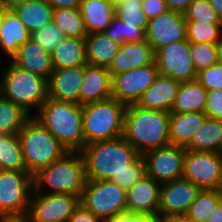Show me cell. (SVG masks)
<instances>
[{
  "label": "cell",
  "instance_id": "6da1fadb",
  "mask_svg": "<svg viewBox=\"0 0 222 222\" xmlns=\"http://www.w3.org/2000/svg\"><path fill=\"white\" fill-rule=\"evenodd\" d=\"M87 180H112L125 171L141 155L123 136L90 143L81 151Z\"/></svg>",
  "mask_w": 222,
  "mask_h": 222
},
{
  "label": "cell",
  "instance_id": "7a4b0ae2",
  "mask_svg": "<svg viewBox=\"0 0 222 222\" xmlns=\"http://www.w3.org/2000/svg\"><path fill=\"white\" fill-rule=\"evenodd\" d=\"M34 117L67 152H81L84 148L82 105L48 97Z\"/></svg>",
  "mask_w": 222,
  "mask_h": 222
},
{
  "label": "cell",
  "instance_id": "3957f363",
  "mask_svg": "<svg viewBox=\"0 0 222 222\" xmlns=\"http://www.w3.org/2000/svg\"><path fill=\"white\" fill-rule=\"evenodd\" d=\"M170 112L128 105L124 115L123 137L141 154L170 144Z\"/></svg>",
  "mask_w": 222,
  "mask_h": 222
},
{
  "label": "cell",
  "instance_id": "277c9868",
  "mask_svg": "<svg viewBox=\"0 0 222 222\" xmlns=\"http://www.w3.org/2000/svg\"><path fill=\"white\" fill-rule=\"evenodd\" d=\"M86 180L82 153L66 152L61 158L33 175V186L34 191L38 193L72 194L81 198ZM44 186H48V192L43 191Z\"/></svg>",
  "mask_w": 222,
  "mask_h": 222
},
{
  "label": "cell",
  "instance_id": "5b68a950",
  "mask_svg": "<svg viewBox=\"0 0 222 222\" xmlns=\"http://www.w3.org/2000/svg\"><path fill=\"white\" fill-rule=\"evenodd\" d=\"M26 166L32 176L61 158L67 150L34 117L30 116L17 133Z\"/></svg>",
  "mask_w": 222,
  "mask_h": 222
},
{
  "label": "cell",
  "instance_id": "8992f818",
  "mask_svg": "<svg viewBox=\"0 0 222 222\" xmlns=\"http://www.w3.org/2000/svg\"><path fill=\"white\" fill-rule=\"evenodd\" d=\"M0 79V94L17 104L29 116L33 108L39 111L48 98L47 79L25 71L11 61ZM31 114V115H30Z\"/></svg>",
  "mask_w": 222,
  "mask_h": 222
},
{
  "label": "cell",
  "instance_id": "52a82bcc",
  "mask_svg": "<svg viewBox=\"0 0 222 222\" xmlns=\"http://www.w3.org/2000/svg\"><path fill=\"white\" fill-rule=\"evenodd\" d=\"M126 107L112 97L82 105L85 145L123 136Z\"/></svg>",
  "mask_w": 222,
  "mask_h": 222
},
{
  "label": "cell",
  "instance_id": "ba28073f",
  "mask_svg": "<svg viewBox=\"0 0 222 222\" xmlns=\"http://www.w3.org/2000/svg\"><path fill=\"white\" fill-rule=\"evenodd\" d=\"M80 204L106 222L127 212L126 191L112 180H86Z\"/></svg>",
  "mask_w": 222,
  "mask_h": 222
},
{
  "label": "cell",
  "instance_id": "9c48e42d",
  "mask_svg": "<svg viewBox=\"0 0 222 222\" xmlns=\"http://www.w3.org/2000/svg\"><path fill=\"white\" fill-rule=\"evenodd\" d=\"M33 190L29 172L0 170V217L26 215Z\"/></svg>",
  "mask_w": 222,
  "mask_h": 222
},
{
  "label": "cell",
  "instance_id": "30bf717a",
  "mask_svg": "<svg viewBox=\"0 0 222 222\" xmlns=\"http://www.w3.org/2000/svg\"><path fill=\"white\" fill-rule=\"evenodd\" d=\"M222 153L186 150L182 178L201 190H220Z\"/></svg>",
  "mask_w": 222,
  "mask_h": 222
},
{
  "label": "cell",
  "instance_id": "8fae6325",
  "mask_svg": "<svg viewBox=\"0 0 222 222\" xmlns=\"http://www.w3.org/2000/svg\"><path fill=\"white\" fill-rule=\"evenodd\" d=\"M80 198L72 194H46L33 190L27 215L32 222H67Z\"/></svg>",
  "mask_w": 222,
  "mask_h": 222
},
{
  "label": "cell",
  "instance_id": "7c38bea8",
  "mask_svg": "<svg viewBox=\"0 0 222 222\" xmlns=\"http://www.w3.org/2000/svg\"><path fill=\"white\" fill-rule=\"evenodd\" d=\"M185 154V147L172 144L145 152L146 174L161 184L182 178Z\"/></svg>",
  "mask_w": 222,
  "mask_h": 222
},
{
  "label": "cell",
  "instance_id": "4fadbf2b",
  "mask_svg": "<svg viewBox=\"0 0 222 222\" xmlns=\"http://www.w3.org/2000/svg\"><path fill=\"white\" fill-rule=\"evenodd\" d=\"M155 62L160 75L179 82L197 79L195 65L190 55V42L185 39L170 43L155 53Z\"/></svg>",
  "mask_w": 222,
  "mask_h": 222
},
{
  "label": "cell",
  "instance_id": "5bb4252c",
  "mask_svg": "<svg viewBox=\"0 0 222 222\" xmlns=\"http://www.w3.org/2000/svg\"><path fill=\"white\" fill-rule=\"evenodd\" d=\"M158 75L159 71L155 61L144 67L114 75L112 77V98L126 106L137 104Z\"/></svg>",
  "mask_w": 222,
  "mask_h": 222
},
{
  "label": "cell",
  "instance_id": "9a60e30c",
  "mask_svg": "<svg viewBox=\"0 0 222 222\" xmlns=\"http://www.w3.org/2000/svg\"><path fill=\"white\" fill-rule=\"evenodd\" d=\"M146 40L154 53L170 43L186 39V20L184 14L167 10L157 17L149 19Z\"/></svg>",
  "mask_w": 222,
  "mask_h": 222
},
{
  "label": "cell",
  "instance_id": "2e32d148",
  "mask_svg": "<svg viewBox=\"0 0 222 222\" xmlns=\"http://www.w3.org/2000/svg\"><path fill=\"white\" fill-rule=\"evenodd\" d=\"M201 189L184 178L162 183L160 189L159 220L170 215L186 214Z\"/></svg>",
  "mask_w": 222,
  "mask_h": 222
},
{
  "label": "cell",
  "instance_id": "e0dca14e",
  "mask_svg": "<svg viewBox=\"0 0 222 222\" xmlns=\"http://www.w3.org/2000/svg\"><path fill=\"white\" fill-rule=\"evenodd\" d=\"M161 183L154 178L143 175L126 191L127 212L141 216H157L160 203Z\"/></svg>",
  "mask_w": 222,
  "mask_h": 222
},
{
  "label": "cell",
  "instance_id": "ac0fdd59",
  "mask_svg": "<svg viewBox=\"0 0 222 222\" xmlns=\"http://www.w3.org/2000/svg\"><path fill=\"white\" fill-rule=\"evenodd\" d=\"M83 77L84 66L54 69L47 80L48 97L80 104Z\"/></svg>",
  "mask_w": 222,
  "mask_h": 222
},
{
  "label": "cell",
  "instance_id": "d6986e66",
  "mask_svg": "<svg viewBox=\"0 0 222 222\" xmlns=\"http://www.w3.org/2000/svg\"><path fill=\"white\" fill-rule=\"evenodd\" d=\"M154 61L155 53L147 40L127 42L121 44L119 52L114 57L108 71L113 77L119 73L152 64Z\"/></svg>",
  "mask_w": 222,
  "mask_h": 222
},
{
  "label": "cell",
  "instance_id": "ffe728a7",
  "mask_svg": "<svg viewBox=\"0 0 222 222\" xmlns=\"http://www.w3.org/2000/svg\"><path fill=\"white\" fill-rule=\"evenodd\" d=\"M112 97V76L106 67L84 65L80 90V105L99 102Z\"/></svg>",
  "mask_w": 222,
  "mask_h": 222
},
{
  "label": "cell",
  "instance_id": "44dd1931",
  "mask_svg": "<svg viewBox=\"0 0 222 222\" xmlns=\"http://www.w3.org/2000/svg\"><path fill=\"white\" fill-rule=\"evenodd\" d=\"M180 83L169 76L159 74L136 105L143 109L171 112Z\"/></svg>",
  "mask_w": 222,
  "mask_h": 222
},
{
  "label": "cell",
  "instance_id": "7402d4cb",
  "mask_svg": "<svg viewBox=\"0 0 222 222\" xmlns=\"http://www.w3.org/2000/svg\"><path fill=\"white\" fill-rule=\"evenodd\" d=\"M17 67L49 79L54 68L51 53L29 39L18 48L16 55L10 60Z\"/></svg>",
  "mask_w": 222,
  "mask_h": 222
},
{
  "label": "cell",
  "instance_id": "603a6c76",
  "mask_svg": "<svg viewBox=\"0 0 222 222\" xmlns=\"http://www.w3.org/2000/svg\"><path fill=\"white\" fill-rule=\"evenodd\" d=\"M208 116L205 112H170L169 142L175 146L186 147L194 133L204 124Z\"/></svg>",
  "mask_w": 222,
  "mask_h": 222
},
{
  "label": "cell",
  "instance_id": "cb8c5ba5",
  "mask_svg": "<svg viewBox=\"0 0 222 222\" xmlns=\"http://www.w3.org/2000/svg\"><path fill=\"white\" fill-rule=\"evenodd\" d=\"M29 34L52 22L53 8L45 0H26L10 5Z\"/></svg>",
  "mask_w": 222,
  "mask_h": 222
},
{
  "label": "cell",
  "instance_id": "d4e9b609",
  "mask_svg": "<svg viewBox=\"0 0 222 222\" xmlns=\"http://www.w3.org/2000/svg\"><path fill=\"white\" fill-rule=\"evenodd\" d=\"M79 9L87 34L104 32L115 16V6L109 0H81Z\"/></svg>",
  "mask_w": 222,
  "mask_h": 222
},
{
  "label": "cell",
  "instance_id": "484cf974",
  "mask_svg": "<svg viewBox=\"0 0 222 222\" xmlns=\"http://www.w3.org/2000/svg\"><path fill=\"white\" fill-rule=\"evenodd\" d=\"M121 44L111 40L103 32L85 37L87 65L109 68L118 54Z\"/></svg>",
  "mask_w": 222,
  "mask_h": 222
},
{
  "label": "cell",
  "instance_id": "4316f807",
  "mask_svg": "<svg viewBox=\"0 0 222 222\" xmlns=\"http://www.w3.org/2000/svg\"><path fill=\"white\" fill-rule=\"evenodd\" d=\"M30 39V34L17 14L11 9L5 15L0 28V50L11 60L17 53L18 48Z\"/></svg>",
  "mask_w": 222,
  "mask_h": 222
},
{
  "label": "cell",
  "instance_id": "83f0119b",
  "mask_svg": "<svg viewBox=\"0 0 222 222\" xmlns=\"http://www.w3.org/2000/svg\"><path fill=\"white\" fill-rule=\"evenodd\" d=\"M185 149L196 152L222 153V121L207 118L194 133Z\"/></svg>",
  "mask_w": 222,
  "mask_h": 222
},
{
  "label": "cell",
  "instance_id": "f1b7e54d",
  "mask_svg": "<svg viewBox=\"0 0 222 222\" xmlns=\"http://www.w3.org/2000/svg\"><path fill=\"white\" fill-rule=\"evenodd\" d=\"M51 58L54 69L86 65L85 38L65 37Z\"/></svg>",
  "mask_w": 222,
  "mask_h": 222
},
{
  "label": "cell",
  "instance_id": "f546056e",
  "mask_svg": "<svg viewBox=\"0 0 222 222\" xmlns=\"http://www.w3.org/2000/svg\"><path fill=\"white\" fill-rule=\"evenodd\" d=\"M207 90L197 81L181 82L171 112H205Z\"/></svg>",
  "mask_w": 222,
  "mask_h": 222
},
{
  "label": "cell",
  "instance_id": "4dcf8cb0",
  "mask_svg": "<svg viewBox=\"0 0 222 222\" xmlns=\"http://www.w3.org/2000/svg\"><path fill=\"white\" fill-rule=\"evenodd\" d=\"M0 170L26 171L18 134H0Z\"/></svg>",
  "mask_w": 222,
  "mask_h": 222
},
{
  "label": "cell",
  "instance_id": "1f68e13d",
  "mask_svg": "<svg viewBox=\"0 0 222 222\" xmlns=\"http://www.w3.org/2000/svg\"><path fill=\"white\" fill-rule=\"evenodd\" d=\"M52 21L65 37L85 38L87 35L80 9H53Z\"/></svg>",
  "mask_w": 222,
  "mask_h": 222
},
{
  "label": "cell",
  "instance_id": "d6a6232c",
  "mask_svg": "<svg viewBox=\"0 0 222 222\" xmlns=\"http://www.w3.org/2000/svg\"><path fill=\"white\" fill-rule=\"evenodd\" d=\"M221 201V190L202 189L198 192L196 199L191 203L185 215L193 222H206Z\"/></svg>",
  "mask_w": 222,
  "mask_h": 222
},
{
  "label": "cell",
  "instance_id": "836d02e7",
  "mask_svg": "<svg viewBox=\"0 0 222 222\" xmlns=\"http://www.w3.org/2000/svg\"><path fill=\"white\" fill-rule=\"evenodd\" d=\"M30 116L0 94V134H17Z\"/></svg>",
  "mask_w": 222,
  "mask_h": 222
},
{
  "label": "cell",
  "instance_id": "e575fe53",
  "mask_svg": "<svg viewBox=\"0 0 222 222\" xmlns=\"http://www.w3.org/2000/svg\"><path fill=\"white\" fill-rule=\"evenodd\" d=\"M222 36V24L186 20V39L190 43L217 44Z\"/></svg>",
  "mask_w": 222,
  "mask_h": 222
},
{
  "label": "cell",
  "instance_id": "d590c367",
  "mask_svg": "<svg viewBox=\"0 0 222 222\" xmlns=\"http://www.w3.org/2000/svg\"><path fill=\"white\" fill-rule=\"evenodd\" d=\"M103 33L120 44L146 40V32L142 27L124 23L116 16L113 17L111 24Z\"/></svg>",
  "mask_w": 222,
  "mask_h": 222
},
{
  "label": "cell",
  "instance_id": "8d00e7d4",
  "mask_svg": "<svg viewBox=\"0 0 222 222\" xmlns=\"http://www.w3.org/2000/svg\"><path fill=\"white\" fill-rule=\"evenodd\" d=\"M115 16L124 23L147 29L148 19L142 9V0L122 1L115 6Z\"/></svg>",
  "mask_w": 222,
  "mask_h": 222
},
{
  "label": "cell",
  "instance_id": "74e56055",
  "mask_svg": "<svg viewBox=\"0 0 222 222\" xmlns=\"http://www.w3.org/2000/svg\"><path fill=\"white\" fill-rule=\"evenodd\" d=\"M190 55L192 56L197 73L213 66L219 61L217 44L190 43Z\"/></svg>",
  "mask_w": 222,
  "mask_h": 222
},
{
  "label": "cell",
  "instance_id": "f35d334b",
  "mask_svg": "<svg viewBox=\"0 0 222 222\" xmlns=\"http://www.w3.org/2000/svg\"><path fill=\"white\" fill-rule=\"evenodd\" d=\"M64 38V34L53 21L30 34V39L49 53H52Z\"/></svg>",
  "mask_w": 222,
  "mask_h": 222
},
{
  "label": "cell",
  "instance_id": "ab89813d",
  "mask_svg": "<svg viewBox=\"0 0 222 222\" xmlns=\"http://www.w3.org/2000/svg\"><path fill=\"white\" fill-rule=\"evenodd\" d=\"M185 20H195L208 24H222L208 0H194L184 13Z\"/></svg>",
  "mask_w": 222,
  "mask_h": 222
},
{
  "label": "cell",
  "instance_id": "60d3db41",
  "mask_svg": "<svg viewBox=\"0 0 222 222\" xmlns=\"http://www.w3.org/2000/svg\"><path fill=\"white\" fill-rule=\"evenodd\" d=\"M145 174V161L143 159V156L140 155L132 163V171H125L118 176H114L112 181L114 183H117L125 191H128Z\"/></svg>",
  "mask_w": 222,
  "mask_h": 222
},
{
  "label": "cell",
  "instance_id": "b9f144b4",
  "mask_svg": "<svg viewBox=\"0 0 222 222\" xmlns=\"http://www.w3.org/2000/svg\"><path fill=\"white\" fill-rule=\"evenodd\" d=\"M196 80L205 90H222V62L198 72Z\"/></svg>",
  "mask_w": 222,
  "mask_h": 222
},
{
  "label": "cell",
  "instance_id": "7bdbcfd3",
  "mask_svg": "<svg viewBox=\"0 0 222 222\" xmlns=\"http://www.w3.org/2000/svg\"><path fill=\"white\" fill-rule=\"evenodd\" d=\"M205 113L208 118L222 121V90H207Z\"/></svg>",
  "mask_w": 222,
  "mask_h": 222
},
{
  "label": "cell",
  "instance_id": "ee69618b",
  "mask_svg": "<svg viewBox=\"0 0 222 222\" xmlns=\"http://www.w3.org/2000/svg\"><path fill=\"white\" fill-rule=\"evenodd\" d=\"M142 9L148 20L168 10L165 0H142Z\"/></svg>",
  "mask_w": 222,
  "mask_h": 222
},
{
  "label": "cell",
  "instance_id": "f6af8a7d",
  "mask_svg": "<svg viewBox=\"0 0 222 222\" xmlns=\"http://www.w3.org/2000/svg\"><path fill=\"white\" fill-rule=\"evenodd\" d=\"M67 222H105L96 217L91 211L86 209L82 204H79Z\"/></svg>",
  "mask_w": 222,
  "mask_h": 222
},
{
  "label": "cell",
  "instance_id": "bcb514c9",
  "mask_svg": "<svg viewBox=\"0 0 222 222\" xmlns=\"http://www.w3.org/2000/svg\"><path fill=\"white\" fill-rule=\"evenodd\" d=\"M106 222H160V220L157 216H141L125 212L112 216Z\"/></svg>",
  "mask_w": 222,
  "mask_h": 222
},
{
  "label": "cell",
  "instance_id": "7dc6e473",
  "mask_svg": "<svg viewBox=\"0 0 222 222\" xmlns=\"http://www.w3.org/2000/svg\"><path fill=\"white\" fill-rule=\"evenodd\" d=\"M168 10L184 14L194 0H165Z\"/></svg>",
  "mask_w": 222,
  "mask_h": 222
},
{
  "label": "cell",
  "instance_id": "c3c4849f",
  "mask_svg": "<svg viewBox=\"0 0 222 222\" xmlns=\"http://www.w3.org/2000/svg\"><path fill=\"white\" fill-rule=\"evenodd\" d=\"M53 9L80 7L81 0H45Z\"/></svg>",
  "mask_w": 222,
  "mask_h": 222
},
{
  "label": "cell",
  "instance_id": "681fc988",
  "mask_svg": "<svg viewBox=\"0 0 222 222\" xmlns=\"http://www.w3.org/2000/svg\"><path fill=\"white\" fill-rule=\"evenodd\" d=\"M0 222H32L30 217L26 215L20 216H2Z\"/></svg>",
  "mask_w": 222,
  "mask_h": 222
},
{
  "label": "cell",
  "instance_id": "f907efd6",
  "mask_svg": "<svg viewBox=\"0 0 222 222\" xmlns=\"http://www.w3.org/2000/svg\"><path fill=\"white\" fill-rule=\"evenodd\" d=\"M206 222H222V201L217 205L215 210L210 214Z\"/></svg>",
  "mask_w": 222,
  "mask_h": 222
},
{
  "label": "cell",
  "instance_id": "816d5d0a",
  "mask_svg": "<svg viewBox=\"0 0 222 222\" xmlns=\"http://www.w3.org/2000/svg\"><path fill=\"white\" fill-rule=\"evenodd\" d=\"M160 222H193L185 214L180 215H170L165 218H162Z\"/></svg>",
  "mask_w": 222,
  "mask_h": 222
},
{
  "label": "cell",
  "instance_id": "f5cc1de1",
  "mask_svg": "<svg viewBox=\"0 0 222 222\" xmlns=\"http://www.w3.org/2000/svg\"><path fill=\"white\" fill-rule=\"evenodd\" d=\"M208 2L222 21V0H208Z\"/></svg>",
  "mask_w": 222,
  "mask_h": 222
},
{
  "label": "cell",
  "instance_id": "db71d44e",
  "mask_svg": "<svg viewBox=\"0 0 222 222\" xmlns=\"http://www.w3.org/2000/svg\"><path fill=\"white\" fill-rule=\"evenodd\" d=\"M9 9L10 5L5 0H0V28Z\"/></svg>",
  "mask_w": 222,
  "mask_h": 222
},
{
  "label": "cell",
  "instance_id": "11a10c76",
  "mask_svg": "<svg viewBox=\"0 0 222 222\" xmlns=\"http://www.w3.org/2000/svg\"><path fill=\"white\" fill-rule=\"evenodd\" d=\"M218 46V52H219V61L222 62V36L219 42L217 43Z\"/></svg>",
  "mask_w": 222,
  "mask_h": 222
},
{
  "label": "cell",
  "instance_id": "9f6ffc18",
  "mask_svg": "<svg viewBox=\"0 0 222 222\" xmlns=\"http://www.w3.org/2000/svg\"><path fill=\"white\" fill-rule=\"evenodd\" d=\"M9 5H12V4H16L18 2H21V1H26V0H5Z\"/></svg>",
  "mask_w": 222,
  "mask_h": 222
},
{
  "label": "cell",
  "instance_id": "6f0895ef",
  "mask_svg": "<svg viewBox=\"0 0 222 222\" xmlns=\"http://www.w3.org/2000/svg\"><path fill=\"white\" fill-rule=\"evenodd\" d=\"M114 6L118 5L119 3H121L124 0H109Z\"/></svg>",
  "mask_w": 222,
  "mask_h": 222
},
{
  "label": "cell",
  "instance_id": "680465c9",
  "mask_svg": "<svg viewBox=\"0 0 222 222\" xmlns=\"http://www.w3.org/2000/svg\"><path fill=\"white\" fill-rule=\"evenodd\" d=\"M220 190L222 191V170H221V182H220Z\"/></svg>",
  "mask_w": 222,
  "mask_h": 222
}]
</instances>
